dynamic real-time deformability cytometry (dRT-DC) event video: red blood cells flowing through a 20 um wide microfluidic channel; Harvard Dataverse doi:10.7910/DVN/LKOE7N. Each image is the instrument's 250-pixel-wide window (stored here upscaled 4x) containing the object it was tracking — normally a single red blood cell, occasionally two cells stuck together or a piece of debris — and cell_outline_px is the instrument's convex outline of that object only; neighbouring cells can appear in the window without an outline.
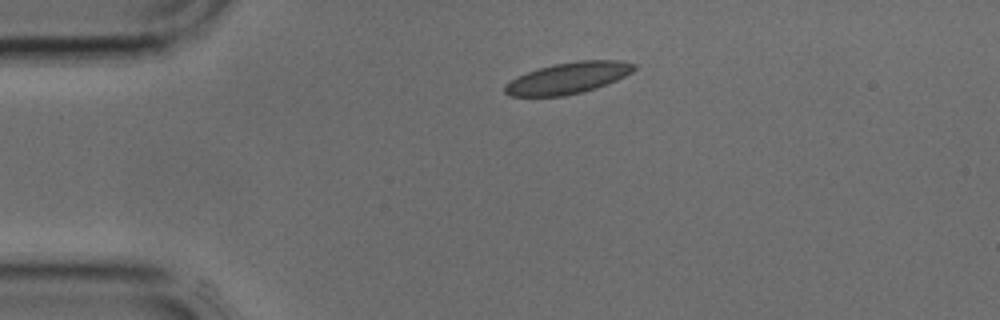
{"species": "common noctule bat (a hibernating species)", "species_latin": "Nyctalus noctula", "temperature_condition": "cold", "stored_images_in_passage": 2, "camera_frame_rate_fps": 3000, "um_per_image_px": 0.085, "animal": {"sex": "male", "body_mass_g": 17.9, "forearm_length_mm": 54.2}, "frame": {"image": 1, "passage_image": 2, "time_ms": 0.333, "image_size_px": [1000, 320], "cell_outline_px": [[636, 68], [632, 72], [616, 80], [596, 88], [564, 96], [512, 96], [504, 92], [504, 84], [528, 72], [540, 68], [556, 64], [580, 60], [620, 60], [636, 64]], "centroid_in_image_um": [48.31, 6.63], "position_along_channel_um": 36.7, "area_um2": 23.24}}